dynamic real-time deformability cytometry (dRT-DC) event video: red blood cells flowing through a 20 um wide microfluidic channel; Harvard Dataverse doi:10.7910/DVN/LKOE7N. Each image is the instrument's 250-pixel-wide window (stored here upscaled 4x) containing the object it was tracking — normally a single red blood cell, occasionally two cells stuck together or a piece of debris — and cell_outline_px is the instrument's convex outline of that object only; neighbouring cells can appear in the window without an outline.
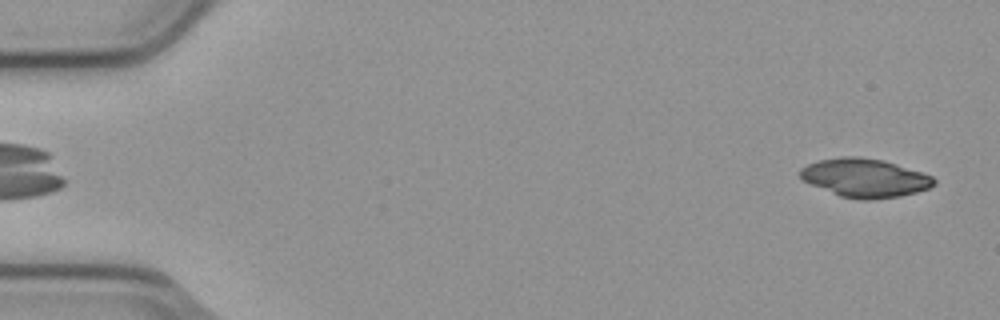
{"species": "common noctule bat (a hibernating species)", "species_latin": "Nyctalus noctula", "temperature_condition": "cold", "stored_images_in_passage": 5, "camera_frame_rate_fps": 3000, "um_per_image_px": 0.085, "animal": {"sex": "male", "body_mass_g": 23.1, "forearm_length_mm": 52.7}, "frame": {"image": 1, "passage_image": 5, "time_ms": 1.333, "image_size_px": [1000, 320], "cell_outline_px": [[936, 184], [928, 188], [916, 192], [900, 196], [868, 200], [860, 200], [840, 196], [812, 184], [804, 180], [800, 176], [800, 168], [808, 164], [820, 160], [844, 156], [860, 156], [884, 160], [932, 176], [936, 180]], "centroid_in_image_um": [73.52, 15.12], "position_along_channel_um": 11.5, "area_um2": 29.82}}